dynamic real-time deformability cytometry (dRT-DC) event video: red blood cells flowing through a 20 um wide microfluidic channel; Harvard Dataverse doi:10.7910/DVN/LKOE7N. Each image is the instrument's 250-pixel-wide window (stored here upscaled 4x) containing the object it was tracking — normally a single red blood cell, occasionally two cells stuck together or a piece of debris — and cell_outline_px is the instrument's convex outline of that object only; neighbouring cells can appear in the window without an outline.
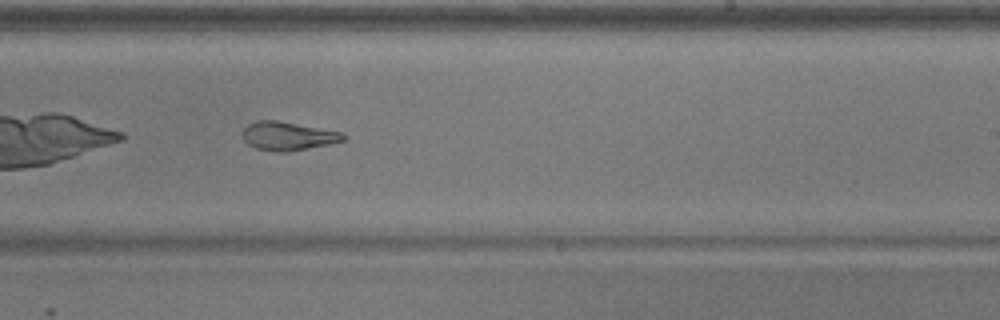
{"species": "common noctule bat (a hibernating species)", "species_latin": "Nyctalus noctula", "temperature_condition": "warm", "stored_images_in_passage": 38, "camera_frame_rate_fps": 3000, "um_per_image_px": 0.085, "animal": {"sex": "male", "body_mass_g": 17.9}, "frame": {"image": 1, "passage_image": 17, "time_ms": 5.333, "image_size_px": [1000, 320], "cell_outline_px": [[348, 136], [344, 140], [332, 144], [288, 152], [276, 152], [256, 148], [248, 144], [244, 140], [244, 128], [248, 124], [256, 120], [276, 120], [344, 132]], "centroid_in_image_um": [24.53, 11.57], "position_along_channel_um": 264.5, "area_um2": 16.94}, "authors_computed_cell_mechanics": {"area_um2": 17.9469, "velocity_mm_per_s": 3.7866, "shape_relaxation_time_tau1_ms": null, "shape_relaxation_time_tau2_ms": 2.6962, "deformation_change_tau1": null, "deformation_change_tau2": 0.1118}}